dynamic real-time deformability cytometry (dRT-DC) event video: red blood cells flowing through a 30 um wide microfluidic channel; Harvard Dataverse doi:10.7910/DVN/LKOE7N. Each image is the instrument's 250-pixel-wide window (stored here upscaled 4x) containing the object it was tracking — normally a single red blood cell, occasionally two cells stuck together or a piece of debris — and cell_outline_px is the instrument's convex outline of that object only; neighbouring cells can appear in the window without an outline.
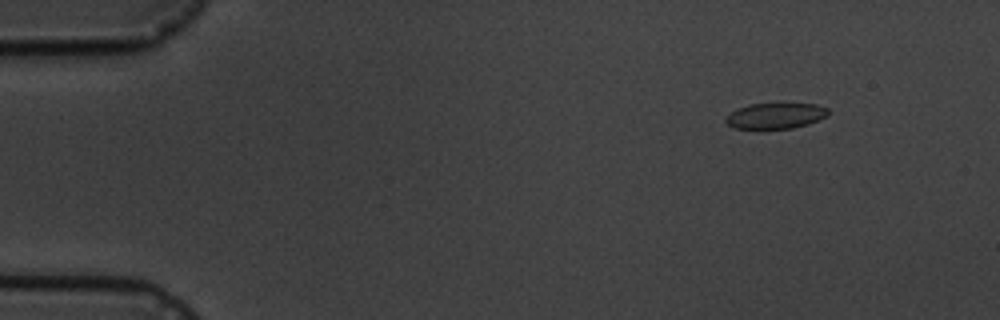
{"species": "common noctule bat (a hibernating species)", "species_latin": "Nyctalus noctula", "temperature_condition": "cold", "stored_images_in_passage": 15, "camera_frame_rate_fps": 3000, "um_per_image_px": 0.085, "animal": {"sex": "male", "body_mass_g": 19.5, "forearm_length_mm": 54.6}, "frame": {"image": 1, "passage_image": 2, "time_ms": 1.0, "image_size_px": [1000, 320], "cell_outline_px": [[828, 116], [808, 124], [792, 128], [760, 132], [736, 128], [728, 124], [724, 120], [724, 116], [748, 104], [816, 104], [828, 108]], "centroid_in_image_um": [65.87, 9.9], "position_along_channel_um": 19.1, "area_um2": 15.95}}
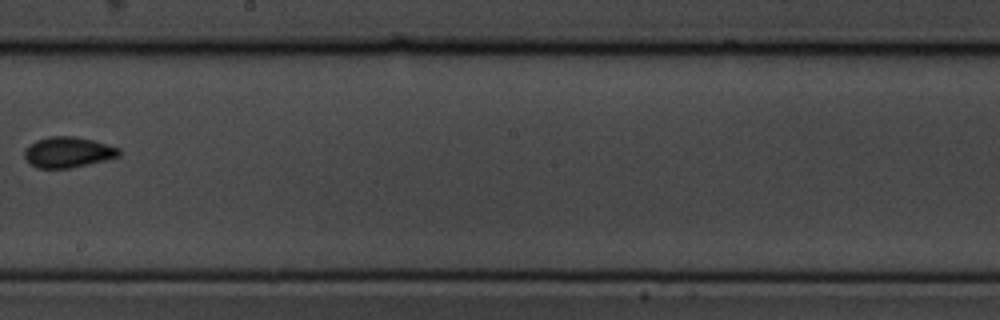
{"frame": {"image": 2, "passage_image": 9, "time_ms": 10.0, "image_size_px": [1000, 320], "cell_outline_px": [[120, 156], [72, 168], [36, 168], [24, 156], [24, 152], [36, 140], [48, 136], [76, 136], [92, 140], [120, 148]], "centroid_in_image_um": [5.8, 12.93], "position_along_channel_um": 242.4, "area_um2": 16.7}}
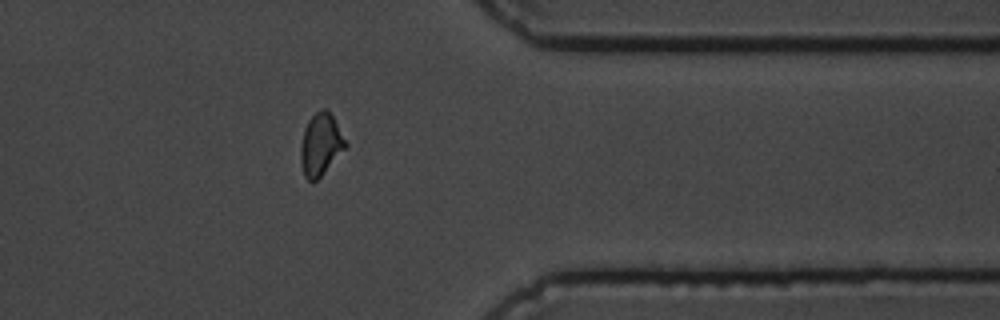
{"frame": {"image": 3, "passage_image": 13, "time_ms": 14.333, "image_size_px": [1000, 320], "cell_outline_px": [[348, 144], [320, 176], [312, 184], [304, 176], [300, 160], [300, 148], [304, 128], [308, 120], [316, 112], [324, 108], [332, 116]], "centroid_in_image_um": [27.22, 12.3], "position_along_channel_um": 384.2, "area_um2": 15.9}, "authors_computed_cell_mechanics": {"area_um2": 16.184, "velocity_mm_per_s": 3.5181, "shape_relaxation_time_tau1_ms": 8.7029, "shape_relaxation_time_tau2_ms": 1.3706, "deformation_change_tau1": 0.1237, "deformation_change_tau2": 0.0404}}